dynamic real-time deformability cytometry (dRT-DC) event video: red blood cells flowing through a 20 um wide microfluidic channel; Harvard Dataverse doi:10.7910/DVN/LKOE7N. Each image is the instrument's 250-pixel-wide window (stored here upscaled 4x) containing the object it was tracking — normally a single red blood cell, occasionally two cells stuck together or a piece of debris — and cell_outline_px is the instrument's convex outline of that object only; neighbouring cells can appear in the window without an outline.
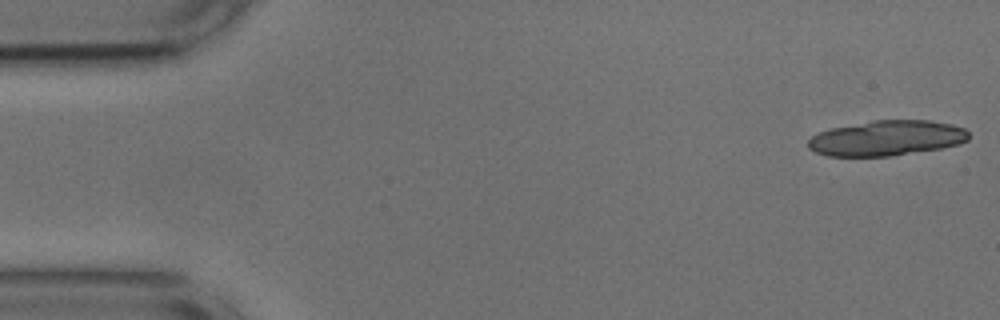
{"species": "common noctule bat (a hibernating species)", "species_latin": "Nyctalus noctula", "temperature_condition": "cold", "stored_images_in_passage": 15, "camera_frame_rate_fps": 3000, "um_per_image_px": 0.085, "animal": {"sex": "male", "body_mass_g": 17.9, "forearm_length_mm": 54.2}, "frame": {"image": 1, "passage_image": 1, "time_ms": 0.0, "image_size_px": [1000, 320], "cell_outline_px": [[968, 140], [960, 144], [940, 148], [888, 156], [828, 156], [816, 152], [808, 148], [808, 140], [812, 136], [820, 132], [832, 128], [872, 120], [928, 120], [952, 124], [964, 128], [968, 132]], "centroid_in_image_um": [75.37, 11.73], "position_along_channel_um": 9.6, "area_um2": 32.83}}